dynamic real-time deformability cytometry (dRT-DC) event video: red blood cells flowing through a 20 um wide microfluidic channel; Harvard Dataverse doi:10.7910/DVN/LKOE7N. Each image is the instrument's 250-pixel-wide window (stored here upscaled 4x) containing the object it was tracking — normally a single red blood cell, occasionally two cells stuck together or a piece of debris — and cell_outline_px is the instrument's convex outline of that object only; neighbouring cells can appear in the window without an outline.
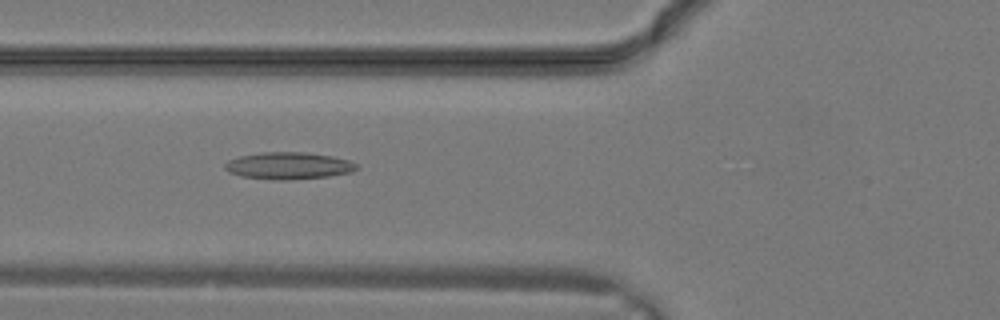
{"species": "common noctule bat (a hibernating species)", "species_latin": "Nyctalus noctula", "temperature_condition": "warm", "stored_images_in_passage": 21, "camera_frame_rate_fps": 3000, "um_per_image_px": 0.085, "animal": {"sex": "male", "body_mass_g": 19.2, "forearm_length_mm": 51.8}, "frame": {"image": 1, "passage_image": 12, "time_ms": 3.667, "image_size_px": [1000, 320], "cell_outline_px": [[356, 168], [352, 172], [328, 176], [288, 180], [276, 180], [240, 176], [228, 172], [224, 168], [224, 164], [228, 160], [240, 156], [260, 152], [304, 152], [332, 156], [348, 160], [356, 164]], "centroid_in_image_um": [24.48, 14.08], "position_along_channel_um": 101.3, "area_um2": 20.69}}
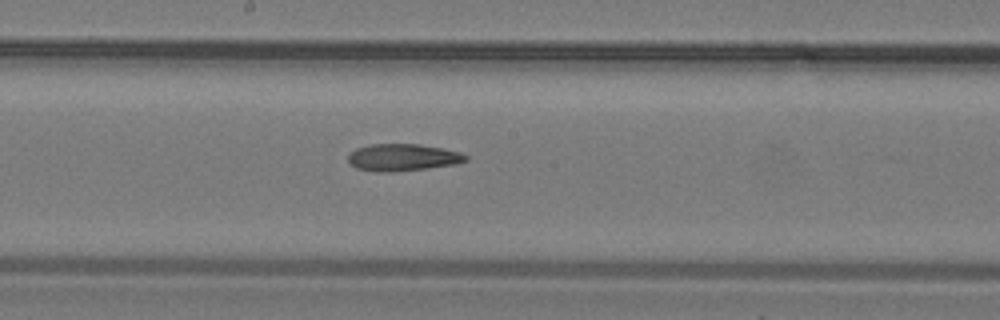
{"frame": {"image": 2, "passage_image": 17, "time_ms": 5.333, "image_size_px": [1000, 320], "cell_outline_px": [[468, 160], [456, 164], [428, 168], [396, 172], [376, 172], [356, 168], [348, 160], [348, 156], [356, 148], [372, 144], [420, 144], [460, 152], [468, 156]], "centroid_in_image_um": [34.24, 13.39], "position_along_channel_um": 214.0, "area_um2": 18.55}}
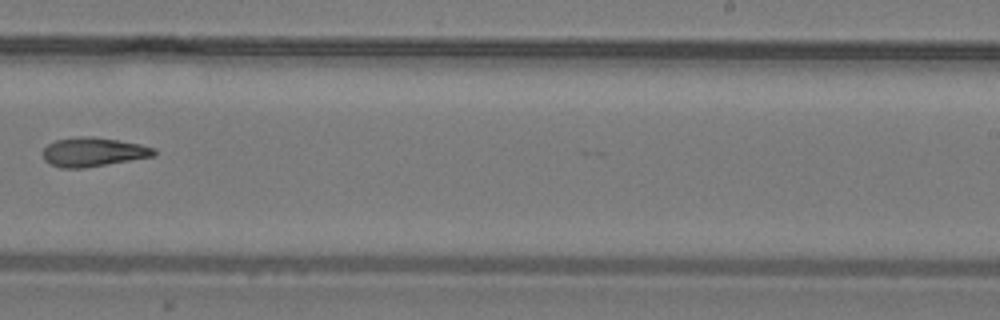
{"frame": {"image": 3, "passage_image": 20, "time_ms": 6.333, "image_size_px": [1000, 320], "cell_outline_px": [[156, 156], [80, 168], [60, 168], [48, 164], [44, 160], [44, 148], [48, 144], [56, 140], [80, 136], [92, 136], [140, 144], [156, 148]], "centroid_in_image_um": [7.92, 12.92], "position_along_channel_um": 281.1, "area_um2": 18.73}}